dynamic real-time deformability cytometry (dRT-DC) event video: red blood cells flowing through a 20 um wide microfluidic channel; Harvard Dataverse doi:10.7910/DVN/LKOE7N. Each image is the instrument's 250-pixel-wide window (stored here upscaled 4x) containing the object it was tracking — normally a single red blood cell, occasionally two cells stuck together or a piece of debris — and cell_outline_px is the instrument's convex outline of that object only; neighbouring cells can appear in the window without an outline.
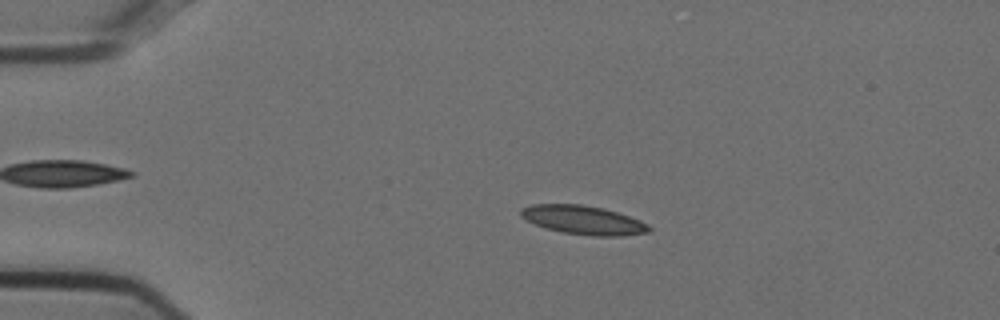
{"species": "Egyptian fruit bat (a non-hibernating species)", "species_latin": "Rousettus aegyptiacus", "temperature_condition": "cold", "stored_images_in_passage": 54, "camera_frame_rate_fps": 3000, "um_per_image_px": 0.085, "animal": {"sex": "female"}, "frame": {"image": 1, "passage_image": 11, "time_ms": 3.333, "image_size_px": [1000, 320], "cell_outline_px": [[652, 232], [624, 236], [592, 236], [564, 232], [544, 228], [520, 216], [520, 208], [532, 204], [580, 204], [604, 208], [640, 220], [648, 224], [652, 228]], "centroid_in_image_um": [49.61, 18.7], "position_along_channel_um": 35.4, "area_um2": 21.62}}
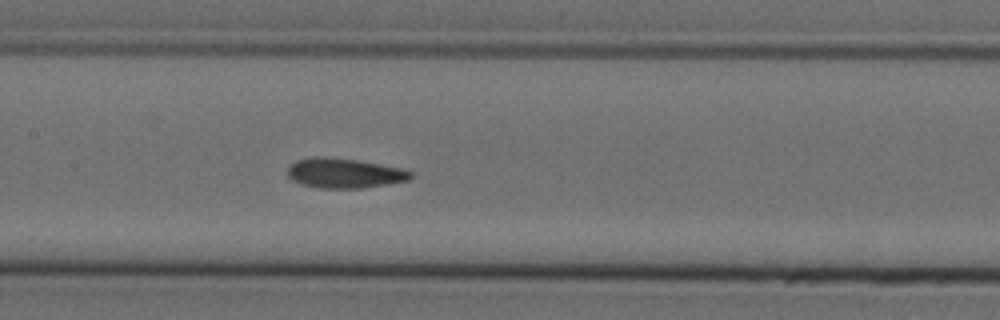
{"frame": {"image": 2, "passage_image": 26, "time_ms": 8.333, "image_size_px": [1000, 320], "cell_outline_px": [[412, 176], [408, 180], [388, 184], [360, 188], [320, 188], [300, 184], [292, 180], [288, 176], [288, 168], [296, 160], [312, 156], [324, 156], [356, 160], [404, 168], [412, 172]], "centroid_in_image_um": [29.26, 14.71], "position_along_channel_um": 178.1, "area_um2": 21.44}}
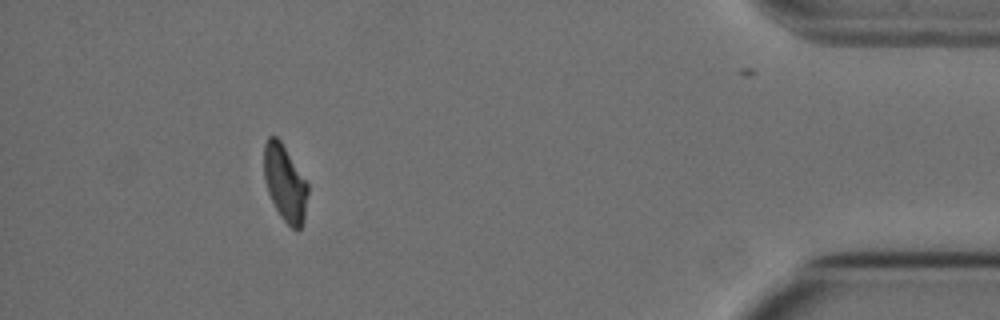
{"frame": {"image": 3, "passage_image": 49, "time_ms": 16.0, "image_size_px": [1000, 320], "cell_outline_px": [[308, 192], [304, 220], [300, 228], [296, 232], [280, 216], [268, 192], [264, 180], [264, 144], [268, 136], [276, 136], [280, 140], [308, 184]], "centroid_in_image_um": [24.22, 15.57], "position_along_channel_um": 411.0, "area_um2": 19.36}, "authors_computed_cell_mechanics": {"area_um2": 20.8947, "velocity_mm_per_s": 3.7323, "shape_relaxation_time_tau1_ms": null, "shape_relaxation_time_tau2_ms": 2.311, "deformation_change_tau1": null, "deformation_change_tau2": 0.0869}}